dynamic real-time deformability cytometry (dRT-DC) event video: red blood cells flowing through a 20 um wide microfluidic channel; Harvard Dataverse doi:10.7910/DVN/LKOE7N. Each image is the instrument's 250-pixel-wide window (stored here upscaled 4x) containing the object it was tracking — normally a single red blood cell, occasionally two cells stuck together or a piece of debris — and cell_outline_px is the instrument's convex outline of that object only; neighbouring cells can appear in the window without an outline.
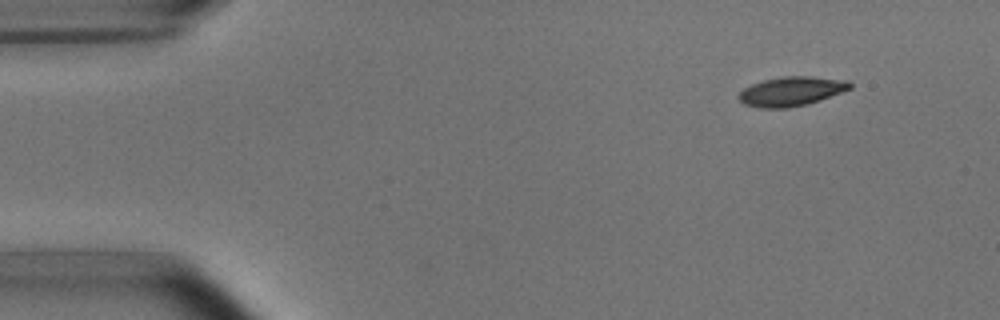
{"species": "common noctule bat (a hibernating species)", "species_latin": "Nyctalus noctula", "temperature_condition": "room temperature", "stored_images_in_passage": 4, "camera_frame_rate_fps": 3000, "um_per_image_px": 0.085, "animal": {"sex": "male", "body_mass_g": 15.6}, "frame": {"image": 1, "passage_image": 1, "time_ms": 0.0, "image_size_px": [1000, 320], "cell_outline_px": [[852, 88], [820, 100], [808, 104], [788, 108], [760, 108], [744, 104], [736, 96], [744, 88], [752, 84], [764, 80], [784, 76], [812, 76], [848, 80], [852, 84]], "centroid_in_image_um": [67.27, 7.76], "position_along_channel_um": 17.7, "area_um2": 19.07}}